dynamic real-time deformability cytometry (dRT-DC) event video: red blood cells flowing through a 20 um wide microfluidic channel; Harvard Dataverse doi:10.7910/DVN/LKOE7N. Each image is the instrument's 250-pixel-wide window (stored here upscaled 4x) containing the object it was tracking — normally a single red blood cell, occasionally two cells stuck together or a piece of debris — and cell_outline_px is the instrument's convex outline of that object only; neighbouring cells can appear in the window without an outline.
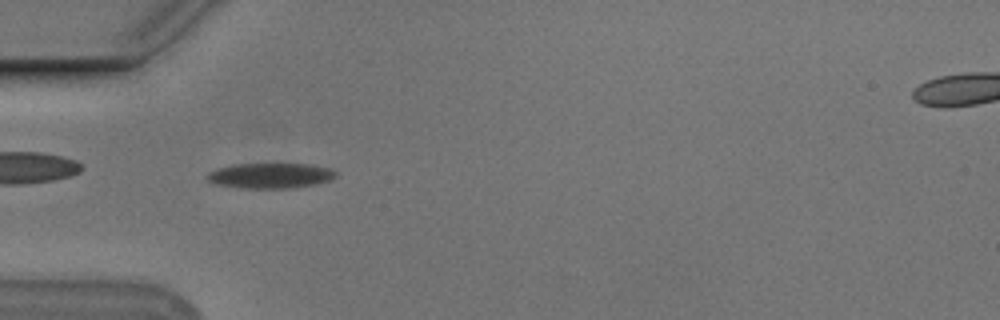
{"species": "Egyptian fruit bat (a non-hibernating species)", "species_latin": "Rousettus aegyptiacus", "temperature_condition": "cold", "stored_images_in_passage": 51, "camera_frame_rate_fps": 3000, "um_per_image_px": 0.085, "animal": {"sex": "male"}, "frame": {"image": 1, "passage_image": 13, "time_ms": 4.0, "image_size_px": [1000, 320], "cell_outline_px": [[336, 176], [328, 180], [316, 184], [288, 188], [240, 188], [212, 184], [204, 176], [208, 172], [220, 168], [236, 164], [312, 164], [328, 168], [336, 172]], "centroid_in_image_um": [22.93, 14.93], "position_along_channel_um": 62.1, "area_um2": 18.9}}
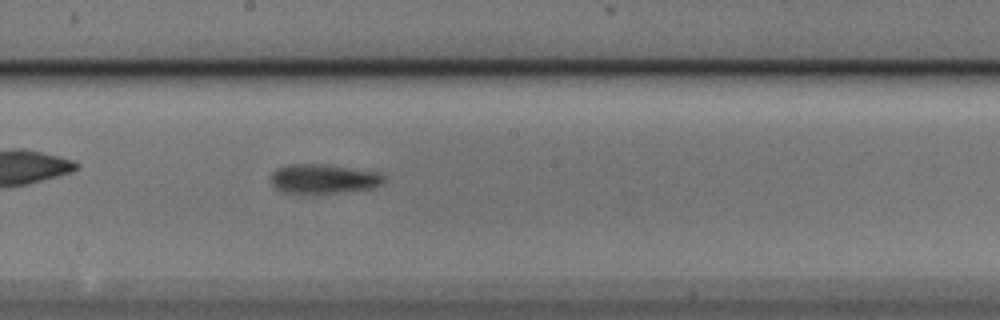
{"frame": {"image": 2, "passage_image": 26, "time_ms": 8.333, "image_size_px": [1000, 320], "cell_outline_px": [[388, 176], [376, 188], [312, 196], [296, 196], [284, 192], [276, 188], [272, 184], [272, 172], [276, 168], [288, 164], [320, 164], [376, 172]], "centroid_in_image_um": [27.46, 15.26], "position_along_channel_um": 220.7, "area_um2": 20.11}}
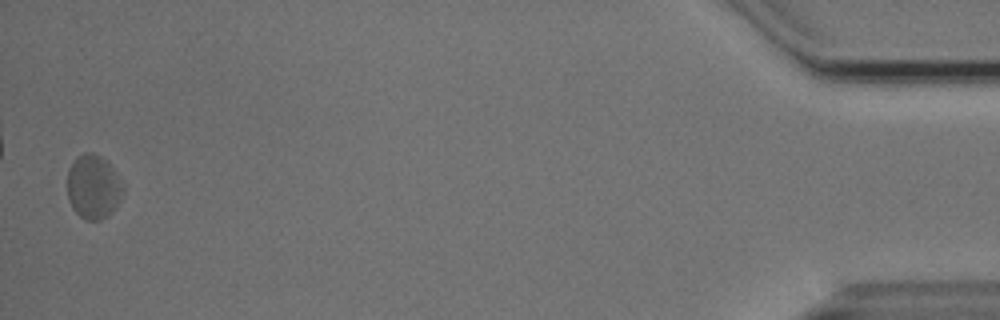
{"frame": {"image": 3, "passage_image": 50, "time_ms": 16.333, "image_size_px": [1000, 320], "cell_outline_px": [[124, 192], [116, 204], [100, 220], [84, 220], [72, 208], [68, 200], [68, 168], [84, 152], [92, 152], [108, 160], [124, 188]], "centroid_in_image_um": [7.91, 15.86], "position_along_channel_um": 427.3, "area_um2": 20.4}, "authors_computed_cell_mechanics": {"area_um2": 18.8428, "velocity_mm_per_s": 3.7209, "shape_relaxation_time_tau1_ms": 7.6519, "shape_relaxation_time_tau2_ms": 5.1097, "deformation_change_tau1": 0.1869, "deformation_change_tau2": 0.1189}}